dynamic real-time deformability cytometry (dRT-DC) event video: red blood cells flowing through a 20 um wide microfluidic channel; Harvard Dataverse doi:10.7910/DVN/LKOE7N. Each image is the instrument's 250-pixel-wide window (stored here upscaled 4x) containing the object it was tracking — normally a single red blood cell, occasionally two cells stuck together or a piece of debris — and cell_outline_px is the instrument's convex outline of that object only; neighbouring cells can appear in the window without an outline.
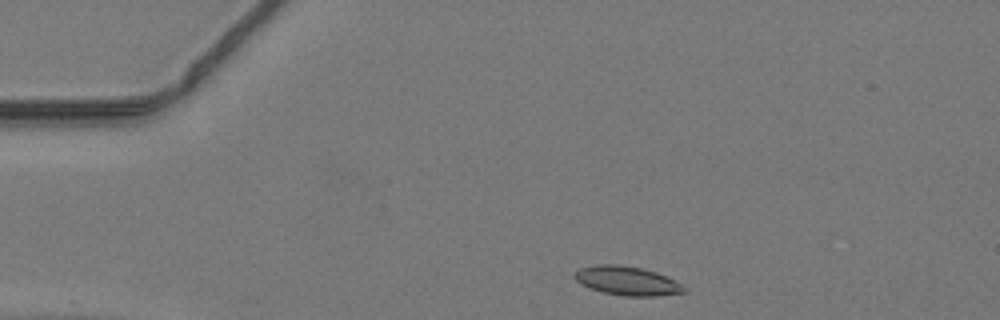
{"species": "common noctule bat (a hibernating species)", "species_latin": "Nyctalus noctula", "temperature_condition": "warm", "stored_images_in_passage": 39, "camera_frame_rate_fps": 3000, "um_per_image_px": 0.085, "animal": {"sex": "male", "body_mass_g": 19.2, "forearm_length_mm": 51.8}, "frame": {"image": 1, "passage_image": 1, "time_ms": 0.0, "image_size_px": [1000, 320], "cell_outline_px": [[688, 292], [656, 296], [624, 296], [604, 292], [588, 288], [580, 284], [576, 280], [576, 272], [580, 268], [596, 264], [616, 264], [640, 268], [656, 272], [688, 288]], "centroid_in_image_um": [53.31, 23.88], "position_along_channel_um": 31.7, "area_um2": 18.32}}
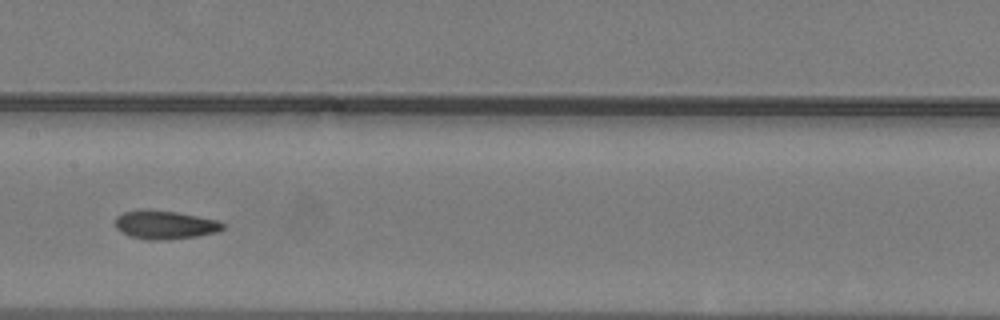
{"frame": {"image": 2, "passage_image": 16, "time_ms": 5.0, "image_size_px": [1000, 320], "cell_outline_px": [[224, 228], [216, 232], [196, 236], [168, 240], [148, 240], [128, 236], [120, 232], [116, 228], [116, 216], [124, 212], [140, 208], [144, 208], [176, 212], [220, 220], [224, 224]], "centroid_in_image_um": [13.99, 19.1], "position_along_channel_um": 193.4, "area_um2": 18.21}}
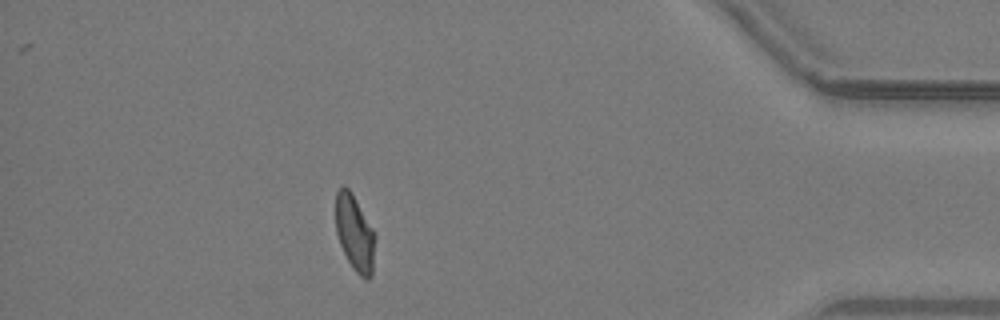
{"frame": {"image": 3, "passage_image": 34, "time_ms": 11.0, "image_size_px": [1000, 320], "cell_outline_px": [[376, 236], [372, 276], [368, 280], [364, 280], [352, 268], [340, 244], [336, 232], [336, 192], [340, 184], [344, 184], [352, 192], [372, 228]], "centroid_in_image_um": [30.16, 19.81], "position_along_channel_um": 405.0, "area_um2": 17.69}}